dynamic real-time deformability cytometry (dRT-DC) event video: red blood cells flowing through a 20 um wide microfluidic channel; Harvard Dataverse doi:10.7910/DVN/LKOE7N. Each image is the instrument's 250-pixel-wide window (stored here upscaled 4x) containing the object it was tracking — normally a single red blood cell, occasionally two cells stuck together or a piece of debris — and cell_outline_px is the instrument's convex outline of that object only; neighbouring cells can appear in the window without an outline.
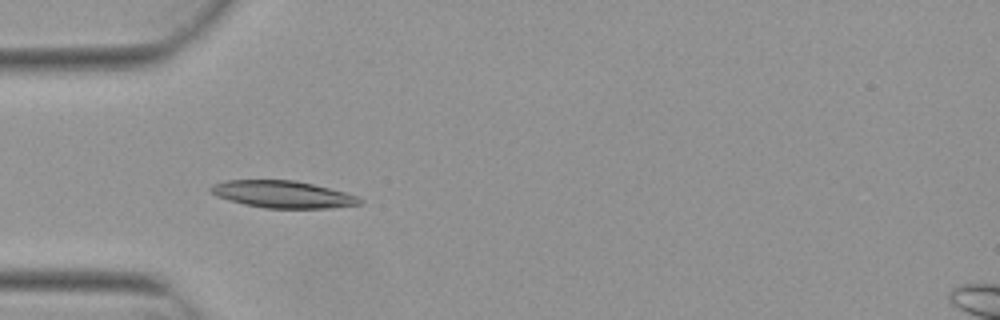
{"species": "Egyptian fruit bat (a non-hibernating species)", "species_latin": "Rousettus aegyptiacus", "temperature_condition": "warm", "stored_images_in_passage": 27, "camera_frame_rate_fps": 3000, "um_per_image_px": 0.085, "animal": {"sex": "female"}, "frame": {"image": 1, "passage_image": 5, "time_ms": 1.333, "image_size_px": [1000, 320], "cell_outline_px": [[364, 200], [360, 204], [332, 208], [264, 208], [244, 204], [216, 196], [208, 188], [212, 184], [228, 180], [292, 180], [312, 184], [344, 192], [356, 196]], "centroid_in_image_um": [24.02, 16.52], "position_along_channel_um": 61.0, "area_um2": 23.35}}
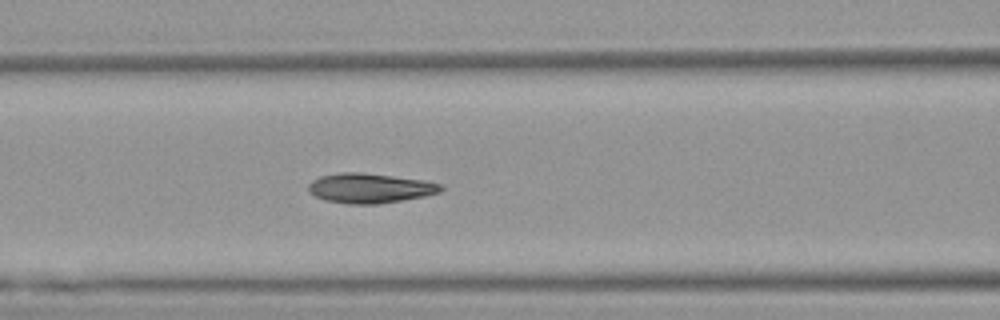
{"frame": {"image": 2, "passage_image": 11, "time_ms": 3.333, "image_size_px": [1000, 320], "cell_outline_px": [[444, 188], [440, 192], [424, 196], [376, 204], [348, 204], [324, 200], [308, 192], [308, 184], [312, 180], [320, 176], [340, 172], [360, 172], [392, 176], [420, 180], [440, 184]], "centroid_in_image_um": [31.38, 15.99], "position_along_channel_um": 135.2, "area_um2": 22.77}}
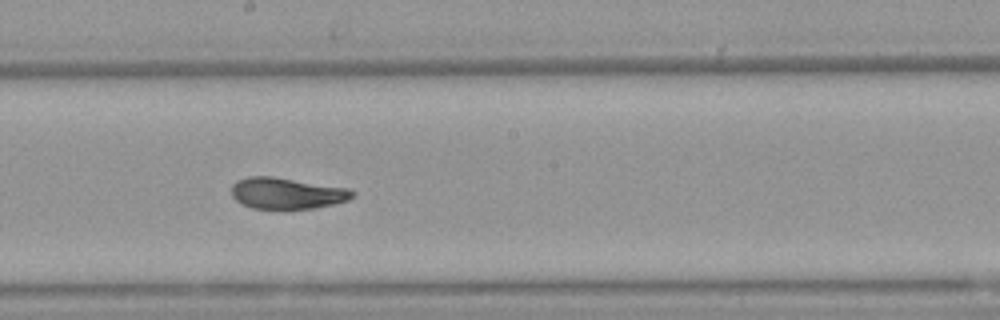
{"frame": {"image": 3, "passage_image": 18, "time_ms": 5.667, "image_size_px": [1000, 320], "cell_outline_px": [[356, 196], [348, 200], [316, 208], [252, 208], [240, 204], [232, 196], [232, 184], [236, 180], [248, 176], [272, 176], [348, 188], [356, 192]], "centroid_in_image_um": [24.38, 16.42], "position_along_channel_um": 223.8, "area_um2": 22.08}}